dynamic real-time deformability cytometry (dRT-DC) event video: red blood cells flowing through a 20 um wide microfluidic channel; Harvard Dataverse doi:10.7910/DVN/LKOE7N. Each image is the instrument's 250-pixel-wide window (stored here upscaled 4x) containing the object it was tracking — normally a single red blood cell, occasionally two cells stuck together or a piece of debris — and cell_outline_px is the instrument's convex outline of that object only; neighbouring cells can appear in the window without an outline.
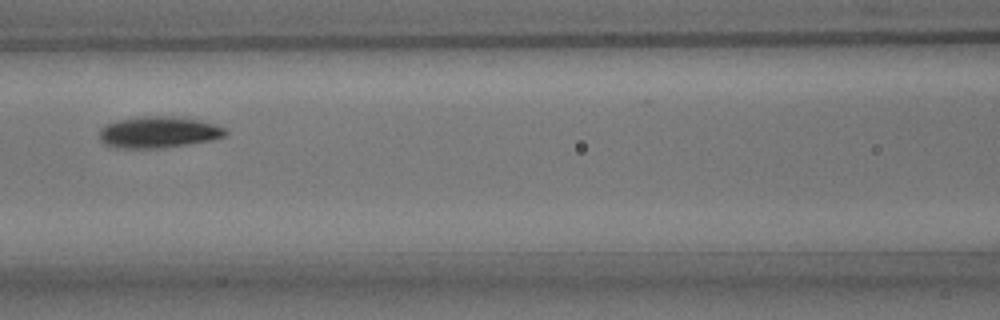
{"species": "common noctule bat (a hibernating species)", "species_latin": "Nyctalus noctula", "temperature_condition": "room temperature", "stored_images_in_passage": 7, "camera_frame_rate_fps": 3000, "um_per_image_px": 0.085, "animal": {"sex": "male", "body_mass_g": 15.6}, "frame": {"image": 1, "passage_image": 6, "time_ms": 6.0, "image_size_px": [1000, 320], "cell_outline_px": [[228, 132], [224, 136], [212, 140], [160, 148], [116, 148], [104, 144], [100, 140], [100, 128], [108, 124], [120, 120], [144, 116], [172, 116], [196, 120], [212, 124], [224, 128]], "centroid_in_image_um": [13.44, 11.25], "position_along_channel_um": 153.2, "area_um2": 22.72}}